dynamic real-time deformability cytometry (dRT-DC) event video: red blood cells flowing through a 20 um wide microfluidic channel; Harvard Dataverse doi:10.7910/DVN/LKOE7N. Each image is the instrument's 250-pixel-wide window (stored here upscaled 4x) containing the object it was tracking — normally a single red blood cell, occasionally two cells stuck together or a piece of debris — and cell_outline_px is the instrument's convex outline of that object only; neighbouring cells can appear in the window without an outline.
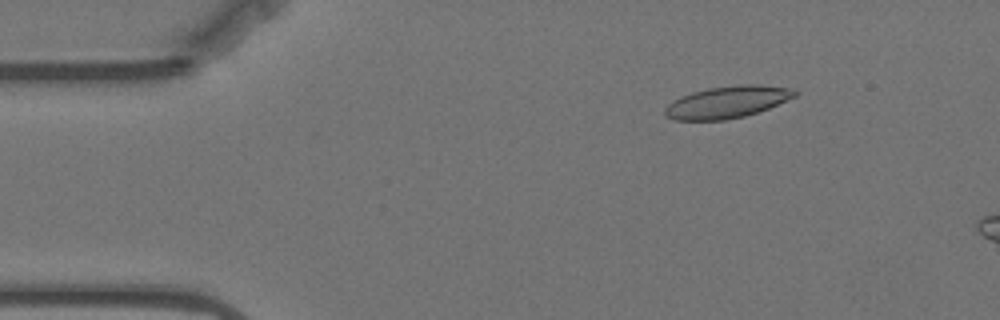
{"species": "Egyptian fruit bat (a non-hibernating species)", "species_latin": "Rousettus aegyptiacus", "temperature_condition": "warm", "stored_images_in_passage": 13, "camera_frame_rate_fps": 3000, "um_per_image_px": 0.085, "animal": {"sex": "female"}, "frame": {"image": 1, "passage_image": 8, "time_ms": 2.333, "image_size_px": [1000, 320], "cell_outline_px": [[800, 92], [796, 96], [768, 108], [744, 116], [724, 120], [676, 120], [664, 116], [664, 108], [672, 100], [680, 96], [692, 92], [708, 88], [736, 84], [756, 84], [792, 88]], "centroid_in_image_um": [61.79, 8.66], "position_along_channel_um": 23.2, "area_um2": 24.33}}